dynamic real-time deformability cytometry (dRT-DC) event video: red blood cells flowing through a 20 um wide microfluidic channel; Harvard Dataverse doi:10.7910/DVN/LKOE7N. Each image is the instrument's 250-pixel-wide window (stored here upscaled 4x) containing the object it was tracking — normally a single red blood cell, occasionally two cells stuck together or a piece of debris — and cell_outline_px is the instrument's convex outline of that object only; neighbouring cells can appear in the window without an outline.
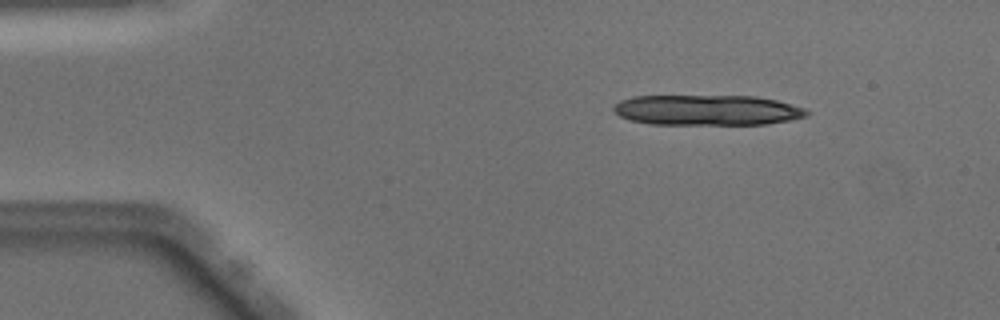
{"species": "Egyptian fruit bat (a non-hibernating species)", "species_latin": "Rousettus aegyptiacus", "temperature_condition": "warm", "stored_images_in_passage": 13, "camera_frame_rate_fps": 3000, "um_per_image_px": 0.085, "animal": {"sex": "male"}, "frame": {"image": 1, "passage_image": 6, "time_ms": 1.667, "image_size_px": [1000, 320], "cell_outline_px": [[812, 112], [808, 116], [788, 120], [764, 124], [648, 124], [632, 120], [620, 116], [612, 108], [620, 100], [632, 96], [756, 96], [776, 100], [804, 108]], "centroid_in_image_um": [60.12, 9.35], "position_along_channel_um": 24.9, "area_um2": 34.16}}